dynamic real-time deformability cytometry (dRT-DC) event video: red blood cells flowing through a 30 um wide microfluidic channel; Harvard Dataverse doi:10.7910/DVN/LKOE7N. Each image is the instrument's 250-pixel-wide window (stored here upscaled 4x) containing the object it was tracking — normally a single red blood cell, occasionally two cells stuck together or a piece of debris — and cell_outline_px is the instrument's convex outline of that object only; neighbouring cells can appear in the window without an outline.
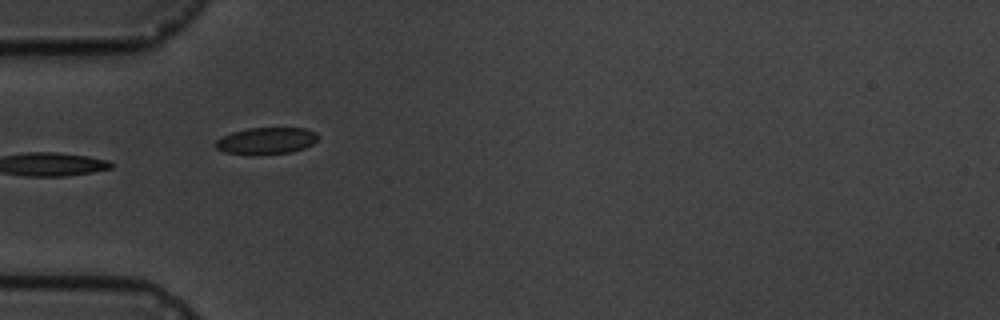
{"species": "common noctule bat (a hibernating species)", "species_latin": "Nyctalus noctula", "temperature_condition": "cold", "stored_images_in_passage": 14, "camera_frame_rate_fps": 3000, "um_per_image_px": 0.085, "animal": {"sex": "male", "body_mass_g": 19.5, "forearm_length_mm": 54.6}, "frame": {"image": 1, "passage_image": 3, "time_ms": 3.333, "image_size_px": [1000, 320], "cell_outline_px": [[320, 136], [312, 144], [304, 148], [292, 152], [256, 156], [224, 152], [216, 148], [216, 140], [232, 132], [248, 128], [308, 128], [316, 132]], "centroid_in_image_um": [22.66, 11.98], "position_along_channel_um": 62.3, "area_um2": 16.24}}
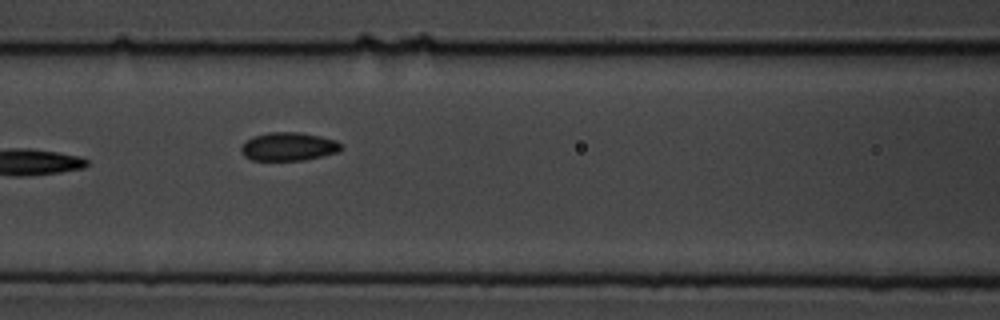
{"frame": {"image": 2, "passage_image": 5, "time_ms": 5.667, "image_size_px": [1000, 320], "cell_outline_px": [[344, 148], [340, 152], [304, 160], [252, 160], [244, 156], [240, 152], [240, 144], [244, 140], [252, 136], [268, 132], [300, 132], [320, 136], [336, 140]], "centroid_in_image_um": [24.49, 12.45], "position_along_channel_um": 142.1, "area_um2": 16.88}}
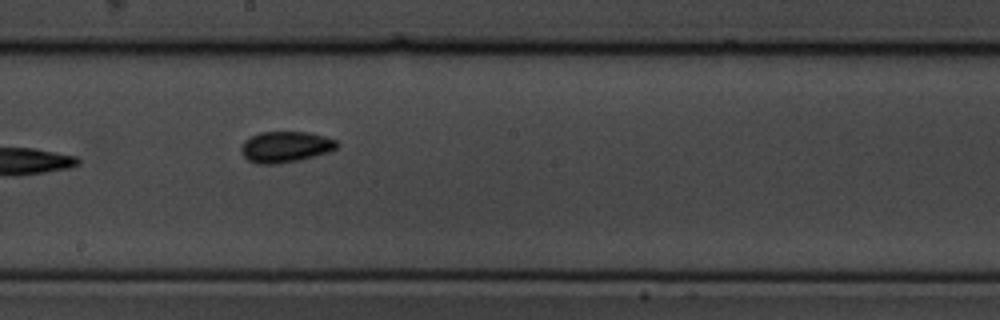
{"frame": {"image": 3, "passage_image": 7, "time_ms": 8.0, "image_size_px": [1000, 320], "cell_outline_px": [[340, 144], [336, 148], [328, 152], [300, 160], [276, 164], [256, 164], [248, 160], [244, 156], [240, 148], [244, 140], [260, 132], [308, 132], [324, 136], [336, 140]], "centroid_in_image_um": [24.26, 12.49], "position_along_channel_um": 223.9, "area_um2": 17.34}, "authors_computed_cell_mechanics": {"area_um2": 16.2129, "velocity_mm_per_s": 3.5386, "shape_relaxation_time_tau1_ms": 0.6156, "shape_relaxation_time_tau2_ms": null, "deformation_change_tau1": 0.0847, "deformation_change_tau2": null}}